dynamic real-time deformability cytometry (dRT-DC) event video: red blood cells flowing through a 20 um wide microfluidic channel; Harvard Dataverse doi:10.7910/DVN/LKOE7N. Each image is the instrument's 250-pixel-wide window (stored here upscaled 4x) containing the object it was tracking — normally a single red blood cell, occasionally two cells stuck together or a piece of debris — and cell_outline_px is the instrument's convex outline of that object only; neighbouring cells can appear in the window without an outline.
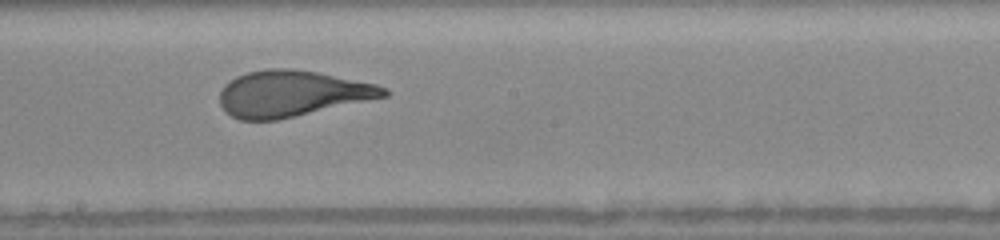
{"species": "human", "species_latin": "Homo sapiens", "temperature_condition": "warm", "stored_images_in_passage": 17, "camera_frame_rate_fps": 3000, "um_per_image_px": 0.085, "donor": {"sex": "female"}, "frame": {"image": 1, "passage_image": 8, "time_ms": 4.333, "image_size_px": [1000, 240], "cell_outline_px": [[388, 96], [276, 120], [240, 120], [224, 112], [220, 104], [220, 92], [224, 84], [236, 76], [248, 72], [268, 68], [292, 68], [316, 72], [376, 84], [388, 88]], "centroid_in_image_um": [24.78, 7.95], "position_along_channel_um": 223.4, "area_um2": 43.93}}
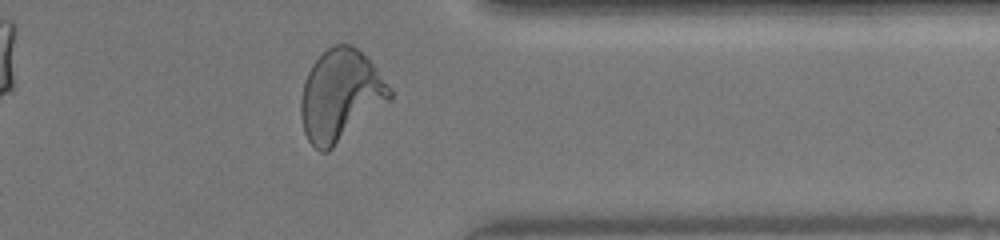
{"frame": {"image": 2, "passage_image": 15, "time_ms": 8.333, "image_size_px": [1000, 240], "cell_outline_px": [[392, 96], [388, 100], [328, 152], [320, 152], [308, 140], [304, 132], [300, 116], [300, 96], [304, 80], [312, 64], [332, 44], [352, 44], [376, 68], [392, 88]], "centroid_in_image_um": [28.89, 8.11], "position_along_channel_um": 382.5, "area_um2": 46.82}, "authors_computed_cell_mechanics": {"area_um2": 44.506, "velocity_mm_per_s": 4.0997, "shape_relaxation_time_tau1_ms": 3.7133, "shape_relaxation_time_tau2_ms": null, "deformation_change_tau1": 0.1978, "deformation_change_tau2": null}}